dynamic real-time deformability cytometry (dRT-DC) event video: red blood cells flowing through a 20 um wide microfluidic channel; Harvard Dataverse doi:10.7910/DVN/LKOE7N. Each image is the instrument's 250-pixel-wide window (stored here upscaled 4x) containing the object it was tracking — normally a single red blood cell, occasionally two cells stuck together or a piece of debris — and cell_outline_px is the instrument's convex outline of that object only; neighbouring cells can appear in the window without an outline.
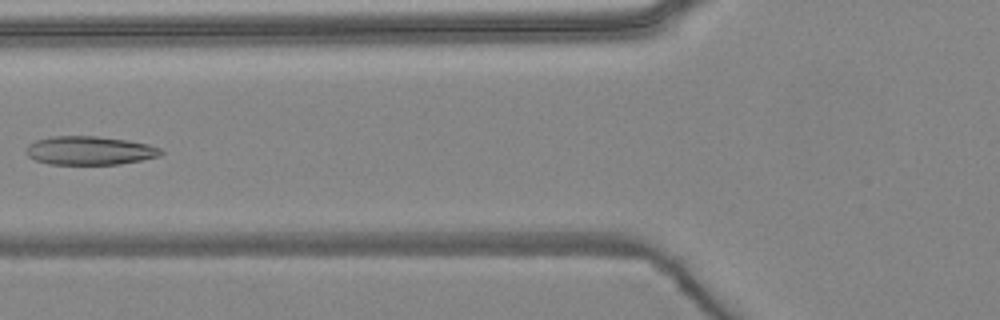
{"species": "common noctule bat (a hibernating species)", "species_latin": "Nyctalus noctula", "temperature_condition": "warm", "stored_images_in_passage": 8, "camera_frame_rate_fps": 3000, "um_per_image_px": 0.085, "animal": {"sex": "female", "body_mass_g": 24.6, "forearm_length_mm": 56.2}, "frame": {"image": 1, "passage_image": 6, "time_ms": 6.0, "image_size_px": [1000, 320], "cell_outline_px": [[164, 152], [160, 156], [120, 164], [48, 164], [36, 160], [28, 156], [24, 152], [28, 144], [36, 140], [52, 136], [96, 136], [128, 140], [148, 144], [160, 148]], "centroid_in_image_um": [7.6, 12.79], "position_along_channel_um": 118.2, "area_um2": 22.54}}
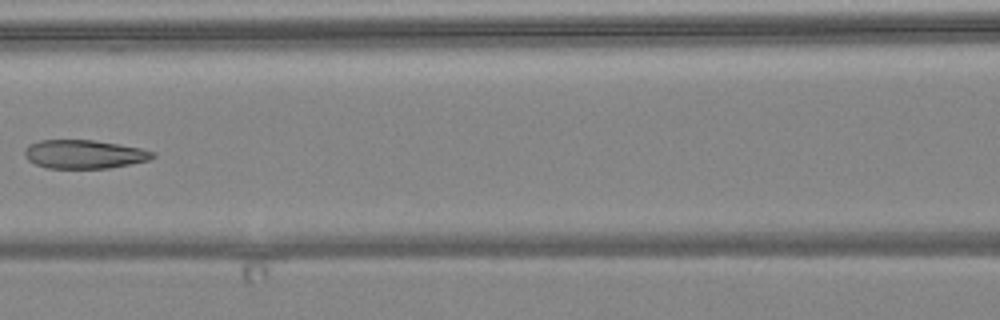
{"frame": {"image": 2, "passage_image": 7, "time_ms": 7.0, "image_size_px": [1000, 320], "cell_outline_px": [[156, 156], [148, 160], [108, 168], [48, 168], [36, 164], [28, 160], [24, 156], [24, 148], [28, 144], [40, 140], [92, 140], [140, 148], [156, 152]], "centroid_in_image_um": [7.12, 13.1], "position_along_channel_um": 159.5, "area_um2": 21.27}}
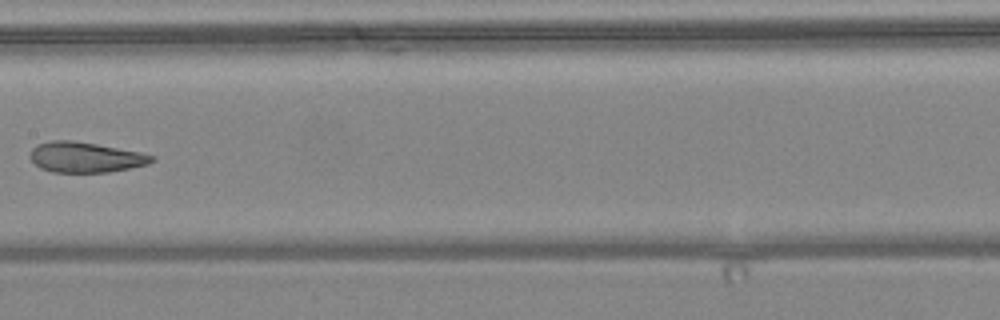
{"frame": {"image": 3, "passage_image": 8, "time_ms": 8.0, "image_size_px": [1000, 320], "cell_outline_px": [[156, 160], [148, 164], [108, 172], [52, 172], [40, 168], [28, 156], [32, 148], [36, 144], [52, 140], [72, 140], [96, 144], [140, 152], [156, 156]], "centroid_in_image_um": [7.24, 13.36], "position_along_channel_um": 200.2, "area_um2": 21.56}}